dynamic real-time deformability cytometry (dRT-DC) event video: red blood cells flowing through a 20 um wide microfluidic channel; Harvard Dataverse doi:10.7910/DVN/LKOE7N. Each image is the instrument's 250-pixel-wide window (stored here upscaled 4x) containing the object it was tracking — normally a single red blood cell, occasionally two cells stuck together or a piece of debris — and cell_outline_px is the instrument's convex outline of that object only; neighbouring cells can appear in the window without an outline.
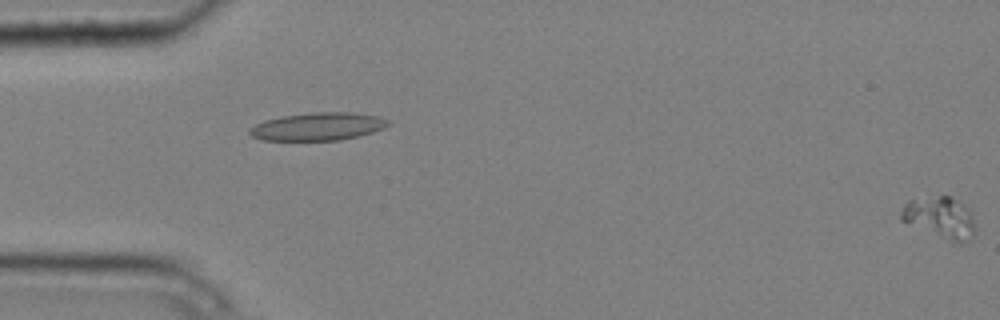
{"species": "common noctule bat (a hibernating species)", "species_latin": "Nyctalus noctula", "temperature_condition": "cold", "stored_images_in_passage": 5, "segment_of_instrument_passage": [2, 2], "camera_frame_rate_fps": 3000, "um_per_image_px": 0.085, "animal": {"sex": "male", "body_mass_g": 20.4}, "frame": {"image": 1, "passage_image": 5, "time_ms": 1.333, "image_size_px": [1000, 320], "cell_outline_px": [[976, 232], [960, 244], [900, 220], [900, 212], [904, 204], [908, 200], [940, 196], [948, 196], [960, 200], [968, 208]], "centroid_in_image_um": [79.9, 18.46], "position_along_channel_um": 5.1, "area_um2": 17.46}}